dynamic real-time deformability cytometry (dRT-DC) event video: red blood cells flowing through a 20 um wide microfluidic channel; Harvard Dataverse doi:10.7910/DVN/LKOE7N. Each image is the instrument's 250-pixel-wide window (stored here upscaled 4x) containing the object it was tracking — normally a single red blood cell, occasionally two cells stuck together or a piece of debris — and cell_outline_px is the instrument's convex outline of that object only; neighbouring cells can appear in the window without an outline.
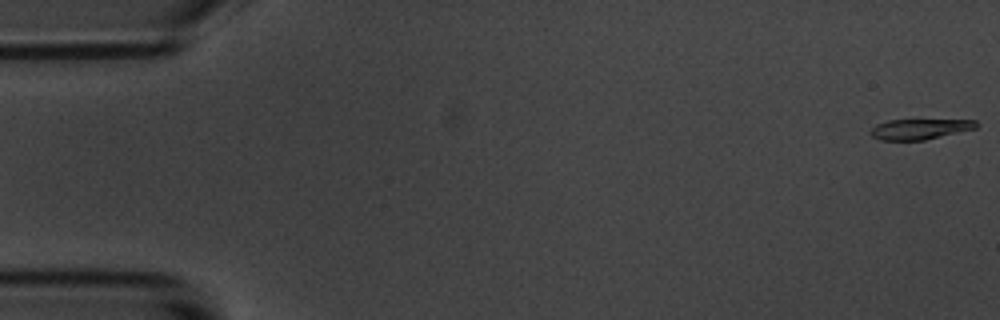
{"species": "common noctule bat (a hibernating species)", "species_latin": "Nyctalus noctula", "temperature_condition": "room temperature", "stored_images_in_passage": 57, "camera_frame_rate_fps": 3000, "um_per_image_px": 0.085, "animal": {"sex": "male", "body_mass_g": 20.1, "forearm_length_mm": 53.5}, "frame": {"image": 1, "passage_image": 1, "time_ms": 0.0, "image_size_px": [1000, 320], "cell_outline_px": [[980, 124], [976, 128], [924, 140], [880, 140], [872, 136], [868, 132], [876, 124], [888, 120], [976, 120]], "centroid_in_image_um": [78.16, 10.97], "position_along_channel_um": 6.8, "area_um2": 12.54}}
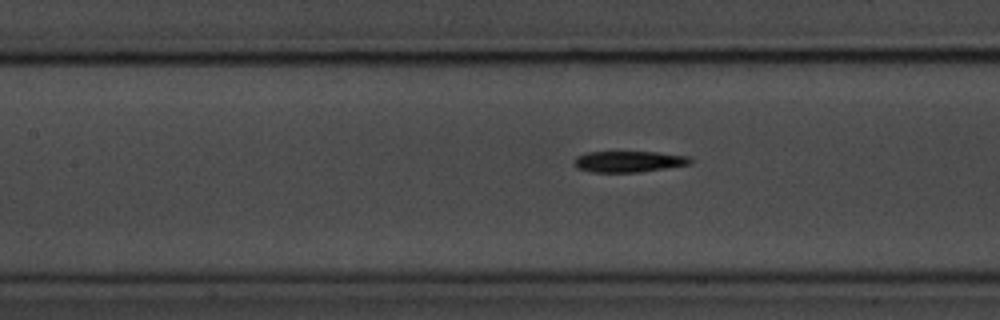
{"frame": {"image": 2, "passage_image": 25, "time_ms": 8.0, "image_size_px": [1000, 320], "cell_outline_px": [[692, 164], [640, 172], [592, 172], [576, 168], [572, 164], [576, 156], [588, 152], [656, 152], [692, 156]], "centroid_in_image_um": [53.46, 13.73], "position_along_channel_um": 153.9, "area_um2": 14.51}}
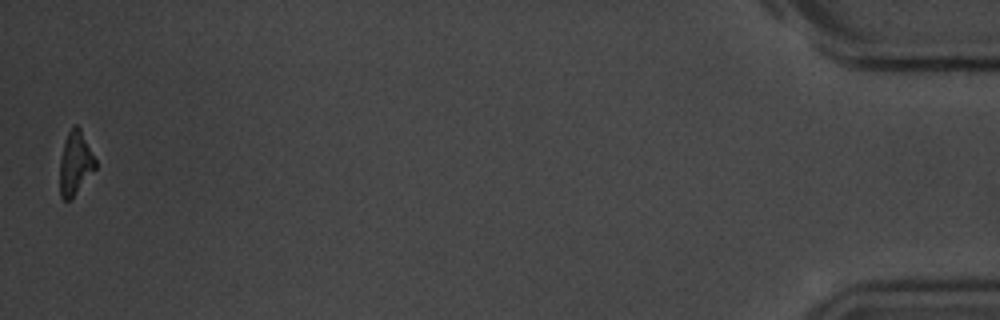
{"frame": {"image": 3, "passage_image": 56, "time_ms": 18.333, "image_size_px": [1000, 320], "cell_outline_px": [[96, 168], [72, 196], [68, 200], [64, 200], [60, 196], [60, 160], [64, 144], [68, 132], [72, 124], [76, 124], [80, 128], [96, 160]], "centroid_in_image_um": [6.39, 13.83], "position_along_channel_um": 428.8, "area_um2": 12.83}}